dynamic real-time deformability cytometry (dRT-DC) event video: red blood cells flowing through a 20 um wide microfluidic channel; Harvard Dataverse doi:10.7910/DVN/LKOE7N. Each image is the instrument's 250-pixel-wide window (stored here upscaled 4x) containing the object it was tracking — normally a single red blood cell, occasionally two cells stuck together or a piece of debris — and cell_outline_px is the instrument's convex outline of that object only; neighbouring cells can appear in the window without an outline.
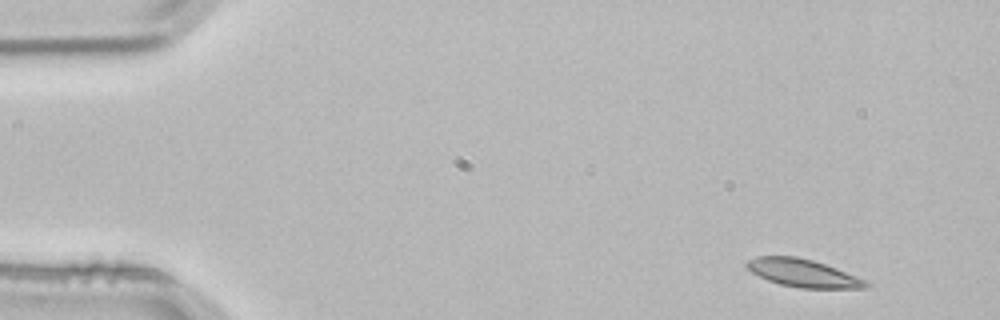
{"species": "common noctule bat (a hibernating species)", "species_latin": "Nyctalus noctula", "temperature_condition": "room temperature", "stored_images_in_passage": 4, "segment_of_instrument_passage": [1, 2], "camera_frame_rate_fps": 3000, "um_per_image_px": 0.085, "animal": {"sex": "male", "body_mass_g": 21.5, "forearm_length_mm": 52.0}, "frame": {"image": 1, "passage_image": 1, "time_ms": 0.0, "image_size_px": [1000, 320], "cell_outline_px": [[872, 284], [864, 288], [800, 288], [780, 284], [768, 280], [752, 272], [744, 264], [748, 260], [756, 256], [796, 256], [812, 260], [872, 280]], "centroid_in_image_um": [68.34, 23.21], "position_along_channel_um": 16.7, "area_um2": 19.54}}